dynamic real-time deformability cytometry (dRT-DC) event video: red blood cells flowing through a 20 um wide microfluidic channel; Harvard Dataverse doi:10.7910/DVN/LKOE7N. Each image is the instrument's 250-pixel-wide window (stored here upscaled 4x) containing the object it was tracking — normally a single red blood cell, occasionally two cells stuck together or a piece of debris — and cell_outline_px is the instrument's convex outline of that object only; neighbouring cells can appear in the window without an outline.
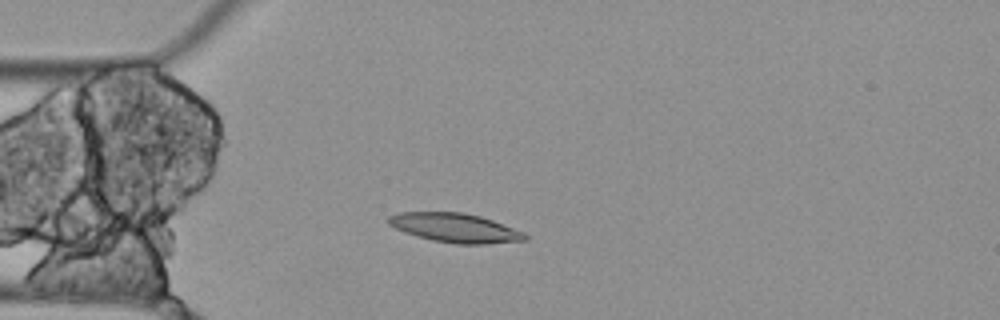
{"species": "Egyptian fruit bat (a non-hibernating species)", "species_latin": "Rousettus aegyptiacus", "temperature_condition": "cold", "stored_images_in_passage": 5, "camera_frame_rate_fps": 3000, "um_per_image_px": 0.085, "animal": {"sex": "female"}, "frame": {"image": 1, "passage_image": 4, "time_ms": 1.0, "image_size_px": [1000, 320], "cell_outline_px": [[528, 240], [488, 244], [456, 244], [432, 240], [416, 236], [404, 232], [388, 224], [388, 216], [400, 212], [464, 212], [480, 216], [492, 220], [524, 232], [528, 236]], "centroid_in_image_um": [38.69, 19.37], "position_along_channel_um": 46.3, "area_um2": 23.24}}